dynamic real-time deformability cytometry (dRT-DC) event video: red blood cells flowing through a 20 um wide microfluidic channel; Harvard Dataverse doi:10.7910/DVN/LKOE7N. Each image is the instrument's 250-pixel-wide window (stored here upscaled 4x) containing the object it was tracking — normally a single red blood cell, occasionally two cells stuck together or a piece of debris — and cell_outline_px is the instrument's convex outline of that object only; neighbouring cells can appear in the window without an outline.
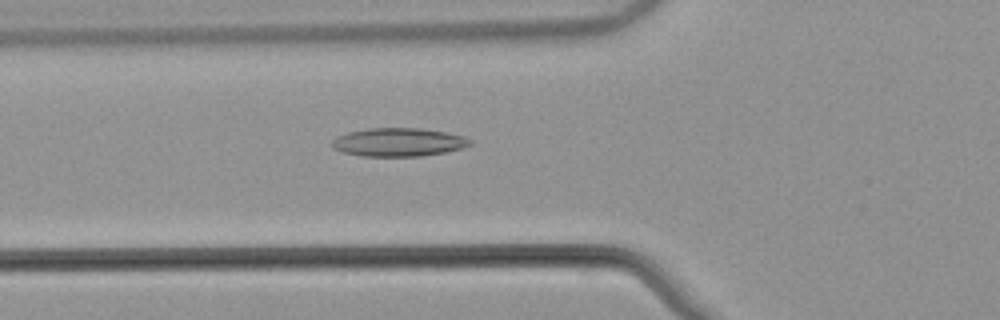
{"species": "common noctule bat (a hibernating species)", "species_latin": "Nyctalus noctula", "temperature_condition": "warm", "stored_images_in_passage": 54, "camera_frame_rate_fps": 3000, "um_per_image_px": 0.085, "animal": {"sex": "male", "body_mass_g": 21.5, "forearm_length_mm": 52.0}, "frame": {"image": 1, "passage_image": 20, "time_ms": 6.333, "image_size_px": [1000, 320], "cell_outline_px": [[472, 144], [460, 148], [444, 152], [420, 156], [360, 156], [344, 152], [332, 148], [332, 140], [336, 136], [348, 132], [368, 128], [420, 128], [444, 132], [464, 136], [472, 140]], "centroid_in_image_um": [33.84, 12.08], "position_along_channel_um": 92.0, "area_um2": 22.77}}
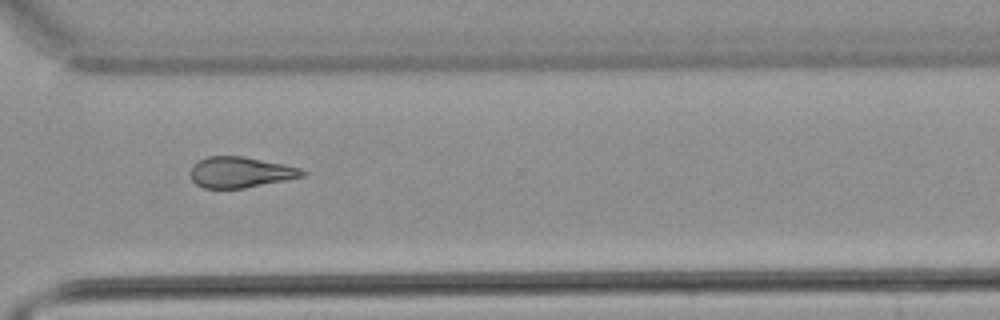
{"frame": {"image": 2, "passage_image": 40, "time_ms": 13.0, "image_size_px": [1000, 320], "cell_outline_px": [[308, 172], [304, 176], [244, 188], [204, 188], [196, 184], [192, 180], [188, 172], [192, 164], [208, 156], [244, 156], [284, 164], [300, 168]], "centroid_in_image_um": [20.4, 14.63], "position_along_channel_um": 350.2, "area_um2": 20.17}}
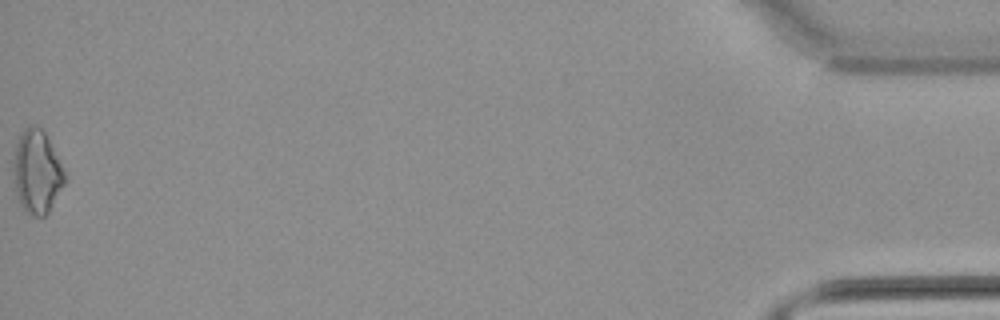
{"frame": {"image": 3, "passage_image": 54, "time_ms": 17.667, "image_size_px": [1000, 320], "cell_outline_px": [[64, 184], [48, 212], [44, 216], [32, 216], [24, 212], [20, 204], [16, 192], [12, 168], [12, 160], [16, 144], [20, 132], [28, 124], [32, 124], [40, 128], [44, 132], [64, 172]], "centroid_in_image_um": [3.07, 14.61], "position_along_channel_um": 432.1, "area_um2": 24.74}, "authors_computed_cell_mechanics": {"area_um2": 21.1837, "velocity_mm_per_s": 3.8743, "shape_relaxation_time_tau1_ms": null, "shape_relaxation_time_tau2_ms": 6.8436, "deformation_change_tau1": null, "deformation_change_tau2": 0.1767}}